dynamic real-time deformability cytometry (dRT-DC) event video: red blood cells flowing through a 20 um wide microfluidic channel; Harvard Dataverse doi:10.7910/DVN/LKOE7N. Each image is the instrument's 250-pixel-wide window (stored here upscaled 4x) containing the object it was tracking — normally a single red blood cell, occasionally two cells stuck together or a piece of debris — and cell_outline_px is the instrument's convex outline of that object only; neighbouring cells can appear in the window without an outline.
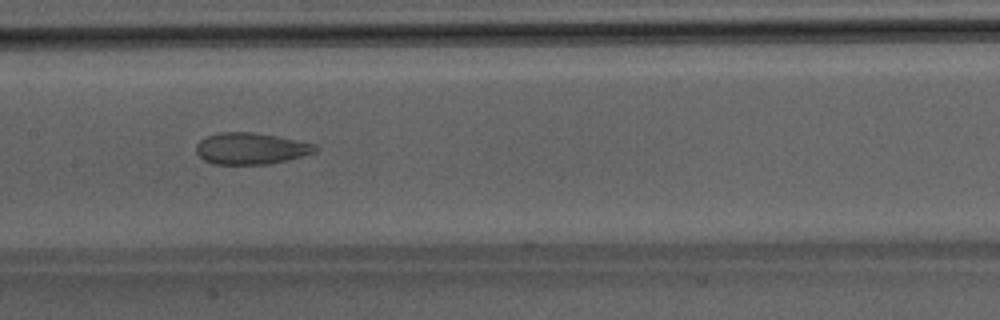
{"species": "Egyptian fruit bat (a non-hibernating species)", "species_latin": "Rousettus aegyptiacus", "temperature_condition": "room temperature", "stored_images_in_passage": 19, "camera_frame_rate_fps": 3000, "um_per_image_px": 0.085, "animal": {"sex": "male"}, "frame": {"image": 1, "passage_image": 9, "time_ms": 2.667, "image_size_px": [1000, 320], "cell_outline_px": [[320, 148], [316, 152], [288, 160], [268, 164], [212, 164], [204, 160], [196, 152], [196, 144], [200, 140], [208, 136], [220, 132], [252, 132], [276, 136], [316, 144]], "centroid_in_image_um": [21.34, 12.63], "position_along_channel_um": 186.1, "area_um2": 21.91}}